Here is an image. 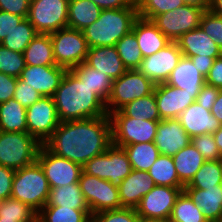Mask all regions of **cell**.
Masks as SVG:
<instances>
[{
  "label": "cell",
  "mask_w": 222,
  "mask_h": 222,
  "mask_svg": "<svg viewBox=\"0 0 222 222\" xmlns=\"http://www.w3.org/2000/svg\"><path fill=\"white\" fill-rule=\"evenodd\" d=\"M44 145L54 154L83 166L112 145L110 117L60 122Z\"/></svg>",
  "instance_id": "6da1fadb"
},
{
  "label": "cell",
  "mask_w": 222,
  "mask_h": 222,
  "mask_svg": "<svg viewBox=\"0 0 222 222\" xmlns=\"http://www.w3.org/2000/svg\"><path fill=\"white\" fill-rule=\"evenodd\" d=\"M53 100L60 122L108 115L105 102L71 70L66 71Z\"/></svg>",
  "instance_id": "7a4b0ae2"
},
{
  "label": "cell",
  "mask_w": 222,
  "mask_h": 222,
  "mask_svg": "<svg viewBox=\"0 0 222 222\" xmlns=\"http://www.w3.org/2000/svg\"><path fill=\"white\" fill-rule=\"evenodd\" d=\"M137 18V7L102 10L99 18L85 27L82 33L89 48L115 46L132 31Z\"/></svg>",
  "instance_id": "3957f363"
},
{
  "label": "cell",
  "mask_w": 222,
  "mask_h": 222,
  "mask_svg": "<svg viewBox=\"0 0 222 222\" xmlns=\"http://www.w3.org/2000/svg\"><path fill=\"white\" fill-rule=\"evenodd\" d=\"M49 191L47 178L37 161L15 171L11 197L26 203L37 213L46 205Z\"/></svg>",
  "instance_id": "277c9868"
},
{
  "label": "cell",
  "mask_w": 222,
  "mask_h": 222,
  "mask_svg": "<svg viewBox=\"0 0 222 222\" xmlns=\"http://www.w3.org/2000/svg\"><path fill=\"white\" fill-rule=\"evenodd\" d=\"M42 144L28 132L0 130V165L19 170L34 163Z\"/></svg>",
  "instance_id": "5b68a950"
},
{
  "label": "cell",
  "mask_w": 222,
  "mask_h": 222,
  "mask_svg": "<svg viewBox=\"0 0 222 222\" xmlns=\"http://www.w3.org/2000/svg\"><path fill=\"white\" fill-rule=\"evenodd\" d=\"M82 170L88 175L108 180L119 187L131 173L132 167L124 149L112 144L106 152L87 161Z\"/></svg>",
  "instance_id": "8992f818"
},
{
  "label": "cell",
  "mask_w": 222,
  "mask_h": 222,
  "mask_svg": "<svg viewBox=\"0 0 222 222\" xmlns=\"http://www.w3.org/2000/svg\"><path fill=\"white\" fill-rule=\"evenodd\" d=\"M154 88L155 84L140 71L127 70L112 82V90L105 103L108 115L120 110L135 99L152 94Z\"/></svg>",
  "instance_id": "52a82bcc"
},
{
  "label": "cell",
  "mask_w": 222,
  "mask_h": 222,
  "mask_svg": "<svg viewBox=\"0 0 222 222\" xmlns=\"http://www.w3.org/2000/svg\"><path fill=\"white\" fill-rule=\"evenodd\" d=\"M112 144L124 147L130 144L154 142L159 121L126 117L120 110L109 114Z\"/></svg>",
  "instance_id": "ba28073f"
},
{
  "label": "cell",
  "mask_w": 222,
  "mask_h": 222,
  "mask_svg": "<svg viewBox=\"0 0 222 222\" xmlns=\"http://www.w3.org/2000/svg\"><path fill=\"white\" fill-rule=\"evenodd\" d=\"M56 65L67 70L85 62L88 45L81 30L62 28L50 33Z\"/></svg>",
  "instance_id": "9c48e42d"
},
{
  "label": "cell",
  "mask_w": 222,
  "mask_h": 222,
  "mask_svg": "<svg viewBox=\"0 0 222 222\" xmlns=\"http://www.w3.org/2000/svg\"><path fill=\"white\" fill-rule=\"evenodd\" d=\"M69 0H31L27 19L38 33L50 34L68 27Z\"/></svg>",
  "instance_id": "30bf717a"
},
{
  "label": "cell",
  "mask_w": 222,
  "mask_h": 222,
  "mask_svg": "<svg viewBox=\"0 0 222 222\" xmlns=\"http://www.w3.org/2000/svg\"><path fill=\"white\" fill-rule=\"evenodd\" d=\"M79 185L92 215L122 208L118 187L108 180L88 175L82 171Z\"/></svg>",
  "instance_id": "8fae6325"
},
{
  "label": "cell",
  "mask_w": 222,
  "mask_h": 222,
  "mask_svg": "<svg viewBox=\"0 0 222 222\" xmlns=\"http://www.w3.org/2000/svg\"><path fill=\"white\" fill-rule=\"evenodd\" d=\"M203 8L184 4L157 15L152 22L170 40L176 42L183 34L200 26Z\"/></svg>",
  "instance_id": "7c38bea8"
},
{
  "label": "cell",
  "mask_w": 222,
  "mask_h": 222,
  "mask_svg": "<svg viewBox=\"0 0 222 222\" xmlns=\"http://www.w3.org/2000/svg\"><path fill=\"white\" fill-rule=\"evenodd\" d=\"M36 161L40 164L50 188L78 183L82 166L51 152L42 144Z\"/></svg>",
  "instance_id": "4fadbf2b"
},
{
  "label": "cell",
  "mask_w": 222,
  "mask_h": 222,
  "mask_svg": "<svg viewBox=\"0 0 222 222\" xmlns=\"http://www.w3.org/2000/svg\"><path fill=\"white\" fill-rule=\"evenodd\" d=\"M27 132L44 144L60 124L53 97H41L26 108Z\"/></svg>",
  "instance_id": "5bb4252c"
},
{
  "label": "cell",
  "mask_w": 222,
  "mask_h": 222,
  "mask_svg": "<svg viewBox=\"0 0 222 222\" xmlns=\"http://www.w3.org/2000/svg\"><path fill=\"white\" fill-rule=\"evenodd\" d=\"M184 187L155 185L136 208L139 217L168 222L173 206Z\"/></svg>",
  "instance_id": "9a60e30c"
},
{
  "label": "cell",
  "mask_w": 222,
  "mask_h": 222,
  "mask_svg": "<svg viewBox=\"0 0 222 222\" xmlns=\"http://www.w3.org/2000/svg\"><path fill=\"white\" fill-rule=\"evenodd\" d=\"M182 56L178 44L171 41L157 53L144 57L137 70L146 78H149L155 85L166 83Z\"/></svg>",
  "instance_id": "2e32d148"
},
{
  "label": "cell",
  "mask_w": 222,
  "mask_h": 222,
  "mask_svg": "<svg viewBox=\"0 0 222 222\" xmlns=\"http://www.w3.org/2000/svg\"><path fill=\"white\" fill-rule=\"evenodd\" d=\"M67 69L57 66H31L26 65L21 71L19 79L25 85L34 88L43 97H53Z\"/></svg>",
  "instance_id": "e0dca14e"
},
{
  "label": "cell",
  "mask_w": 222,
  "mask_h": 222,
  "mask_svg": "<svg viewBox=\"0 0 222 222\" xmlns=\"http://www.w3.org/2000/svg\"><path fill=\"white\" fill-rule=\"evenodd\" d=\"M155 100L161 120L178 118L193 102V93H188L166 83L155 85Z\"/></svg>",
  "instance_id": "ac0fdd59"
},
{
  "label": "cell",
  "mask_w": 222,
  "mask_h": 222,
  "mask_svg": "<svg viewBox=\"0 0 222 222\" xmlns=\"http://www.w3.org/2000/svg\"><path fill=\"white\" fill-rule=\"evenodd\" d=\"M154 143L161 155L173 157L191 143V137L177 118L166 119L158 122Z\"/></svg>",
  "instance_id": "d6986e66"
},
{
  "label": "cell",
  "mask_w": 222,
  "mask_h": 222,
  "mask_svg": "<svg viewBox=\"0 0 222 222\" xmlns=\"http://www.w3.org/2000/svg\"><path fill=\"white\" fill-rule=\"evenodd\" d=\"M177 119L191 138L202 134H213L222 126V123L211 114V110L203 108L196 101L188 106Z\"/></svg>",
  "instance_id": "ffe728a7"
},
{
  "label": "cell",
  "mask_w": 222,
  "mask_h": 222,
  "mask_svg": "<svg viewBox=\"0 0 222 222\" xmlns=\"http://www.w3.org/2000/svg\"><path fill=\"white\" fill-rule=\"evenodd\" d=\"M155 183L147 171L132 169L131 173L122 181L118 187L120 203L122 208L136 209Z\"/></svg>",
  "instance_id": "44dd1931"
},
{
  "label": "cell",
  "mask_w": 222,
  "mask_h": 222,
  "mask_svg": "<svg viewBox=\"0 0 222 222\" xmlns=\"http://www.w3.org/2000/svg\"><path fill=\"white\" fill-rule=\"evenodd\" d=\"M85 63L108 75L112 80H116L127 71L115 46L89 48Z\"/></svg>",
  "instance_id": "7402d4cb"
},
{
  "label": "cell",
  "mask_w": 222,
  "mask_h": 222,
  "mask_svg": "<svg viewBox=\"0 0 222 222\" xmlns=\"http://www.w3.org/2000/svg\"><path fill=\"white\" fill-rule=\"evenodd\" d=\"M184 57L192 56L218 58L222 50L199 26L183 34L177 41Z\"/></svg>",
  "instance_id": "603a6c76"
},
{
  "label": "cell",
  "mask_w": 222,
  "mask_h": 222,
  "mask_svg": "<svg viewBox=\"0 0 222 222\" xmlns=\"http://www.w3.org/2000/svg\"><path fill=\"white\" fill-rule=\"evenodd\" d=\"M143 58L157 53L171 41L150 20L137 18L132 26Z\"/></svg>",
  "instance_id": "cb8c5ba5"
},
{
  "label": "cell",
  "mask_w": 222,
  "mask_h": 222,
  "mask_svg": "<svg viewBox=\"0 0 222 222\" xmlns=\"http://www.w3.org/2000/svg\"><path fill=\"white\" fill-rule=\"evenodd\" d=\"M208 222H222V184L207 189L184 188Z\"/></svg>",
  "instance_id": "d4e9b609"
},
{
  "label": "cell",
  "mask_w": 222,
  "mask_h": 222,
  "mask_svg": "<svg viewBox=\"0 0 222 222\" xmlns=\"http://www.w3.org/2000/svg\"><path fill=\"white\" fill-rule=\"evenodd\" d=\"M166 84L193 93V98L196 100L198 93L205 84V77L196 69L190 58L182 56Z\"/></svg>",
  "instance_id": "484cf974"
},
{
  "label": "cell",
  "mask_w": 222,
  "mask_h": 222,
  "mask_svg": "<svg viewBox=\"0 0 222 222\" xmlns=\"http://www.w3.org/2000/svg\"><path fill=\"white\" fill-rule=\"evenodd\" d=\"M45 206H64L76 210H90L79 182L50 188Z\"/></svg>",
  "instance_id": "4316f807"
},
{
  "label": "cell",
  "mask_w": 222,
  "mask_h": 222,
  "mask_svg": "<svg viewBox=\"0 0 222 222\" xmlns=\"http://www.w3.org/2000/svg\"><path fill=\"white\" fill-rule=\"evenodd\" d=\"M172 159L179 180L184 185H187L192 180L195 173L206 161L192 142L187 147L178 151Z\"/></svg>",
  "instance_id": "83f0119b"
},
{
  "label": "cell",
  "mask_w": 222,
  "mask_h": 222,
  "mask_svg": "<svg viewBox=\"0 0 222 222\" xmlns=\"http://www.w3.org/2000/svg\"><path fill=\"white\" fill-rule=\"evenodd\" d=\"M25 64L31 66L56 65L50 34L39 33L23 52Z\"/></svg>",
  "instance_id": "f1b7e54d"
},
{
  "label": "cell",
  "mask_w": 222,
  "mask_h": 222,
  "mask_svg": "<svg viewBox=\"0 0 222 222\" xmlns=\"http://www.w3.org/2000/svg\"><path fill=\"white\" fill-rule=\"evenodd\" d=\"M101 11L90 0H69L68 27L82 31L99 18Z\"/></svg>",
  "instance_id": "f546056e"
},
{
  "label": "cell",
  "mask_w": 222,
  "mask_h": 222,
  "mask_svg": "<svg viewBox=\"0 0 222 222\" xmlns=\"http://www.w3.org/2000/svg\"><path fill=\"white\" fill-rule=\"evenodd\" d=\"M71 71L106 103L110 96L113 82L108 75L98 72L85 62L72 68Z\"/></svg>",
  "instance_id": "4dcf8cb0"
},
{
  "label": "cell",
  "mask_w": 222,
  "mask_h": 222,
  "mask_svg": "<svg viewBox=\"0 0 222 222\" xmlns=\"http://www.w3.org/2000/svg\"><path fill=\"white\" fill-rule=\"evenodd\" d=\"M0 130L27 132L26 107L14 98L0 103Z\"/></svg>",
  "instance_id": "1f68e13d"
},
{
  "label": "cell",
  "mask_w": 222,
  "mask_h": 222,
  "mask_svg": "<svg viewBox=\"0 0 222 222\" xmlns=\"http://www.w3.org/2000/svg\"><path fill=\"white\" fill-rule=\"evenodd\" d=\"M134 170L148 171L160 153L154 142L130 144L122 147Z\"/></svg>",
  "instance_id": "d6a6232c"
},
{
  "label": "cell",
  "mask_w": 222,
  "mask_h": 222,
  "mask_svg": "<svg viewBox=\"0 0 222 222\" xmlns=\"http://www.w3.org/2000/svg\"><path fill=\"white\" fill-rule=\"evenodd\" d=\"M155 185L168 187H184L179 180L172 156L159 155L155 163L147 171Z\"/></svg>",
  "instance_id": "836d02e7"
},
{
  "label": "cell",
  "mask_w": 222,
  "mask_h": 222,
  "mask_svg": "<svg viewBox=\"0 0 222 222\" xmlns=\"http://www.w3.org/2000/svg\"><path fill=\"white\" fill-rule=\"evenodd\" d=\"M40 222H89L90 210H76L62 206H44L38 213Z\"/></svg>",
  "instance_id": "e575fe53"
},
{
  "label": "cell",
  "mask_w": 222,
  "mask_h": 222,
  "mask_svg": "<svg viewBox=\"0 0 222 222\" xmlns=\"http://www.w3.org/2000/svg\"><path fill=\"white\" fill-rule=\"evenodd\" d=\"M120 111L130 118L141 120L160 121L154 92L148 96L138 98L123 106Z\"/></svg>",
  "instance_id": "d590c367"
},
{
  "label": "cell",
  "mask_w": 222,
  "mask_h": 222,
  "mask_svg": "<svg viewBox=\"0 0 222 222\" xmlns=\"http://www.w3.org/2000/svg\"><path fill=\"white\" fill-rule=\"evenodd\" d=\"M168 222H208L202 210L183 190L178 196Z\"/></svg>",
  "instance_id": "8d00e7d4"
},
{
  "label": "cell",
  "mask_w": 222,
  "mask_h": 222,
  "mask_svg": "<svg viewBox=\"0 0 222 222\" xmlns=\"http://www.w3.org/2000/svg\"><path fill=\"white\" fill-rule=\"evenodd\" d=\"M222 184L221 167L218 160H206L184 188L207 189Z\"/></svg>",
  "instance_id": "74e56055"
},
{
  "label": "cell",
  "mask_w": 222,
  "mask_h": 222,
  "mask_svg": "<svg viewBox=\"0 0 222 222\" xmlns=\"http://www.w3.org/2000/svg\"><path fill=\"white\" fill-rule=\"evenodd\" d=\"M38 34L29 20L24 18V20L7 35L1 45L9 50L23 54L26 47Z\"/></svg>",
  "instance_id": "f35d334b"
},
{
  "label": "cell",
  "mask_w": 222,
  "mask_h": 222,
  "mask_svg": "<svg viewBox=\"0 0 222 222\" xmlns=\"http://www.w3.org/2000/svg\"><path fill=\"white\" fill-rule=\"evenodd\" d=\"M115 47L127 70H135L140 67L143 56L133 31L118 41Z\"/></svg>",
  "instance_id": "ab89813d"
},
{
  "label": "cell",
  "mask_w": 222,
  "mask_h": 222,
  "mask_svg": "<svg viewBox=\"0 0 222 222\" xmlns=\"http://www.w3.org/2000/svg\"><path fill=\"white\" fill-rule=\"evenodd\" d=\"M0 219L34 222L37 219V212L26 203L9 197L0 201Z\"/></svg>",
  "instance_id": "60d3db41"
},
{
  "label": "cell",
  "mask_w": 222,
  "mask_h": 222,
  "mask_svg": "<svg viewBox=\"0 0 222 222\" xmlns=\"http://www.w3.org/2000/svg\"><path fill=\"white\" fill-rule=\"evenodd\" d=\"M138 17L152 21L157 15L184 5L183 0H135Z\"/></svg>",
  "instance_id": "b9f144b4"
},
{
  "label": "cell",
  "mask_w": 222,
  "mask_h": 222,
  "mask_svg": "<svg viewBox=\"0 0 222 222\" xmlns=\"http://www.w3.org/2000/svg\"><path fill=\"white\" fill-rule=\"evenodd\" d=\"M25 66V59L22 53L9 50L0 44V72L19 78Z\"/></svg>",
  "instance_id": "7bdbcfd3"
},
{
  "label": "cell",
  "mask_w": 222,
  "mask_h": 222,
  "mask_svg": "<svg viewBox=\"0 0 222 222\" xmlns=\"http://www.w3.org/2000/svg\"><path fill=\"white\" fill-rule=\"evenodd\" d=\"M200 27L222 50V17L210 9L205 10L200 19Z\"/></svg>",
  "instance_id": "ee69618b"
},
{
  "label": "cell",
  "mask_w": 222,
  "mask_h": 222,
  "mask_svg": "<svg viewBox=\"0 0 222 222\" xmlns=\"http://www.w3.org/2000/svg\"><path fill=\"white\" fill-rule=\"evenodd\" d=\"M138 214L136 209L120 208L108 210L92 215L94 222H137Z\"/></svg>",
  "instance_id": "f6af8a7d"
},
{
  "label": "cell",
  "mask_w": 222,
  "mask_h": 222,
  "mask_svg": "<svg viewBox=\"0 0 222 222\" xmlns=\"http://www.w3.org/2000/svg\"><path fill=\"white\" fill-rule=\"evenodd\" d=\"M192 144L201 153L205 160H218L220 152L213 134H202L191 138Z\"/></svg>",
  "instance_id": "bcb514c9"
},
{
  "label": "cell",
  "mask_w": 222,
  "mask_h": 222,
  "mask_svg": "<svg viewBox=\"0 0 222 222\" xmlns=\"http://www.w3.org/2000/svg\"><path fill=\"white\" fill-rule=\"evenodd\" d=\"M41 97L42 95H40L34 88L29 85H25L23 80L17 78L14 99L22 106L27 108L38 101Z\"/></svg>",
  "instance_id": "7dc6e473"
},
{
  "label": "cell",
  "mask_w": 222,
  "mask_h": 222,
  "mask_svg": "<svg viewBox=\"0 0 222 222\" xmlns=\"http://www.w3.org/2000/svg\"><path fill=\"white\" fill-rule=\"evenodd\" d=\"M23 20L24 17L22 16L11 14L6 11H0V44Z\"/></svg>",
  "instance_id": "c3c4849f"
},
{
  "label": "cell",
  "mask_w": 222,
  "mask_h": 222,
  "mask_svg": "<svg viewBox=\"0 0 222 222\" xmlns=\"http://www.w3.org/2000/svg\"><path fill=\"white\" fill-rule=\"evenodd\" d=\"M30 1L31 0H0V11H6L27 18Z\"/></svg>",
  "instance_id": "681fc988"
},
{
  "label": "cell",
  "mask_w": 222,
  "mask_h": 222,
  "mask_svg": "<svg viewBox=\"0 0 222 222\" xmlns=\"http://www.w3.org/2000/svg\"><path fill=\"white\" fill-rule=\"evenodd\" d=\"M15 170L0 165V201L11 197Z\"/></svg>",
  "instance_id": "f907efd6"
},
{
  "label": "cell",
  "mask_w": 222,
  "mask_h": 222,
  "mask_svg": "<svg viewBox=\"0 0 222 222\" xmlns=\"http://www.w3.org/2000/svg\"><path fill=\"white\" fill-rule=\"evenodd\" d=\"M17 78L0 72V103L14 98Z\"/></svg>",
  "instance_id": "816d5d0a"
},
{
  "label": "cell",
  "mask_w": 222,
  "mask_h": 222,
  "mask_svg": "<svg viewBox=\"0 0 222 222\" xmlns=\"http://www.w3.org/2000/svg\"><path fill=\"white\" fill-rule=\"evenodd\" d=\"M219 90V88L204 84L201 88V91L198 93L195 101L199 103L203 108L211 110L219 93Z\"/></svg>",
  "instance_id": "f5cc1de1"
},
{
  "label": "cell",
  "mask_w": 222,
  "mask_h": 222,
  "mask_svg": "<svg viewBox=\"0 0 222 222\" xmlns=\"http://www.w3.org/2000/svg\"><path fill=\"white\" fill-rule=\"evenodd\" d=\"M205 84L222 89V60L216 58L208 75L205 77Z\"/></svg>",
  "instance_id": "db71d44e"
},
{
  "label": "cell",
  "mask_w": 222,
  "mask_h": 222,
  "mask_svg": "<svg viewBox=\"0 0 222 222\" xmlns=\"http://www.w3.org/2000/svg\"><path fill=\"white\" fill-rule=\"evenodd\" d=\"M102 10L137 7L135 0H90Z\"/></svg>",
  "instance_id": "11a10c76"
},
{
  "label": "cell",
  "mask_w": 222,
  "mask_h": 222,
  "mask_svg": "<svg viewBox=\"0 0 222 222\" xmlns=\"http://www.w3.org/2000/svg\"><path fill=\"white\" fill-rule=\"evenodd\" d=\"M216 58L192 56L190 60L203 77H206Z\"/></svg>",
  "instance_id": "9f6ffc18"
},
{
  "label": "cell",
  "mask_w": 222,
  "mask_h": 222,
  "mask_svg": "<svg viewBox=\"0 0 222 222\" xmlns=\"http://www.w3.org/2000/svg\"><path fill=\"white\" fill-rule=\"evenodd\" d=\"M211 114L222 123V89L219 90L217 98L211 108Z\"/></svg>",
  "instance_id": "6f0895ef"
},
{
  "label": "cell",
  "mask_w": 222,
  "mask_h": 222,
  "mask_svg": "<svg viewBox=\"0 0 222 222\" xmlns=\"http://www.w3.org/2000/svg\"><path fill=\"white\" fill-rule=\"evenodd\" d=\"M184 4L197 6L203 8L204 10H209L211 5V0H183Z\"/></svg>",
  "instance_id": "680465c9"
},
{
  "label": "cell",
  "mask_w": 222,
  "mask_h": 222,
  "mask_svg": "<svg viewBox=\"0 0 222 222\" xmlns=\"http://www.w3.org/2000/svg\"><path fill=\"white\" fill-rule=\"evenodd\" d=\"M210 10L222 17V0H211Z\"/></svg>",
  "instance_id": "91938a15"
},
{
  "label": "cell",
  "mask_w": 222,
  "mask_h": 222,
  "mask_svg": "<svg viewBox=\"0 0 222 222\" xmlns=\"http://www.w3.org/2000/svg\"><path fill=\"white\" fill-rule=\"evenodd\" d=\"M213 137L217 144L220 155L222 156V126L213 133Z\"/></svg>",
  "instance_id": "94428289"
},
{
  "label": "cell",
  "mask_w": 222,
  "mask_h": 222,
  "mask_svg": "<svg viewBox=\"0 0 222 222\" xmlns=\"http://www.w3.org/2000/svg\"><path fill=\"white\" fill-rule=\"evenodd\" d=\"M137 222H164V221L156 220V219H147V218L138 217Z\"/></svg>",
  "instance_id": "6125c7cd"
},
{
  "label": "cell",
  "mask_w": 222,
  "mask_h": 222,
  "mask_svg": "<svg viewBox=\"0 0 222 222\" xmlns=\"http://www.w3.org/2000/svg\"><path fill=\"white\" fill-rule=\"evenodd\" d=\"M0 222H19V220L0 219Z\"/></svg>",
  "instance_id": "be15d7a7"
},
{
  "label": "cell",
  "mask_w": 222,
  "mask_h": 222,
  "mask_svg": "<svg viewBox=\"0 0 222 222\" xmlns=\"http://www.w3.org/2000/svg\"><path fill=\"white\" fill-rule=\"evenodd\" d=\"M218 162L220 164V167H221V173H222V156H220V158L218 159Z\"/></svg>",
  "instance_id": "e7e4bbea"
},
{
  "label": "cell",
  "mask_w": 222,
  "mask_h": 222,
  "mask_svg": "<svg viewBox=\"0 0 222 222\" xmlns=\"http://www.w3.org/2000/svg\"><path fill=\"white\" fill-rule=\"evenodd\" d=\"M219 58H220V60H222V52H221V54L219 55Z\"/></svg>",
  "instance_id": "03108f58"
}]
</instances>
